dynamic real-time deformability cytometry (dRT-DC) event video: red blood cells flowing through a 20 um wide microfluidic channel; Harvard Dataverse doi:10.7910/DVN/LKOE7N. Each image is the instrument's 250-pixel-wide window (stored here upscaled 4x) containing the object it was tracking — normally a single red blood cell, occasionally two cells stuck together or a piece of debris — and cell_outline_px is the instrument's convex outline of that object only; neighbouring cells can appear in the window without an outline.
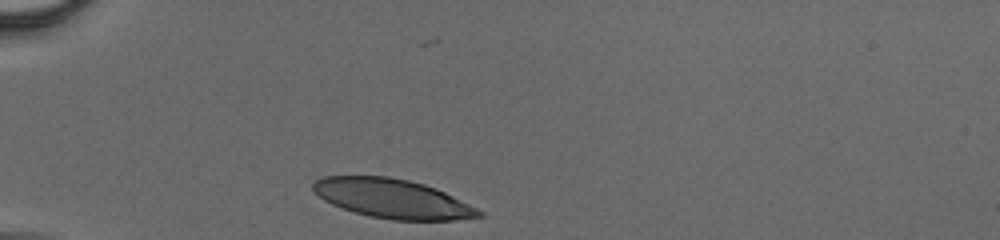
{"species": "human", "species_latin": "Homo sapiens", "temperature_condition": "cold", "stored_images_in_passage": 31, "camera_frame_rate_fps": 3000, "um_per_image_px": 0.085, "donor": {"sex": "male"}, "frame": {"image": 1, "passage_image": 1, "time_ms": 0.0, "image_size_px": [1000, 240], "cell_outline_px": [[484, 216], [452, 220], [392, 220], [372, 216], [356, 212], [332, 204], [324, 200], [312, 188], [312, 184], [316, 180], [324, 176], [388, 176], [408, 180], [424, 184], [436, 188], [484, 212]], "centroid_in_image_um": [33.37, 16.87], "position_along_channel_um": 51.6, "area_um2": 37.4}}
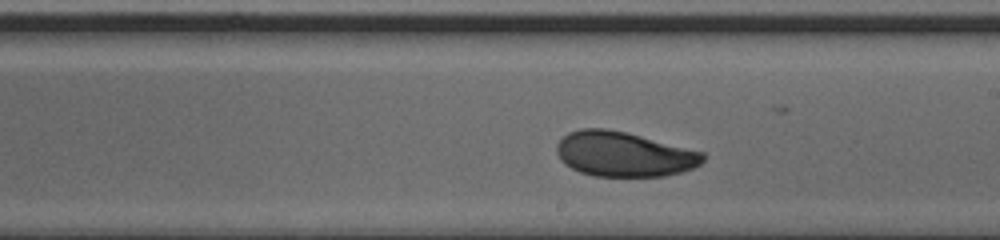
{"frame": {"image": 2, "passage_image": 18, "time_ms": 5.667, "image_size_px": [1000, 240], "cell_outline_px": [[704, 160], [700, 164], [692, 168], [680, 172], [664, 176], [596, 176], [580, 172], [564, 164], [560, 160], [556, 152], [556, 144], [568, 132], [580, 128], [604, 128], [624, 132], [704, 152]], "centroid_in_image_um": [52.99, 13.1], "position_along_channel_um": 236.0, "area_um2": 38.03}}
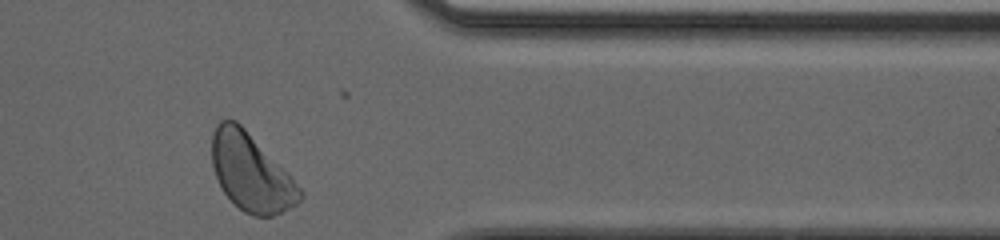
{"frame": {"image": 3, "passage_image": 31, "time_ms": 10.0, "image_size_px": [1000, 240], "cell_outline_px": [[304, 196], [296, 204], [272, 216], [252, 216], [244, 212], [224, 192], [216, 176], [212, 164], [212, 132], [216, 124], [220, 120], [236, 120], [288, 172], [304, 192]], "centroid_in_image_um": [21.34, 14.65], "position_along_channel_um": 390.1, "area_um2": 39.3}}